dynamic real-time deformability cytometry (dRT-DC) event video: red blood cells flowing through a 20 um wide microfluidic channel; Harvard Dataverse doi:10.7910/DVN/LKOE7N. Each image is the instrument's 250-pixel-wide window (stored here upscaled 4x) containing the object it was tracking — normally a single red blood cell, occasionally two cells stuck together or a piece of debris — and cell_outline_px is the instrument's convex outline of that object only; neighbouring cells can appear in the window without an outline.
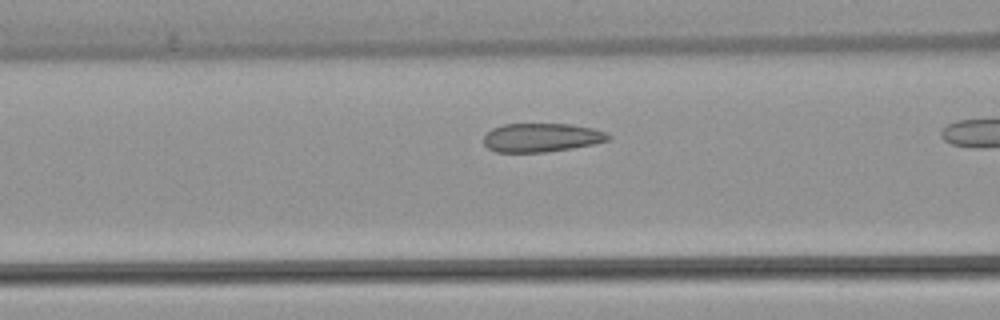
{"species": "common noctule bat (a hibernating species)", "species_latin": "Nyctalus noctula", "temperature_condition": "warm", "stored_images_in_passage": 21, "camera_frame_rate_fps": 3000, "um_per_image_px": 0.085, "animal": {"sex": "female", "body_mass_g": 22.7, "forearm_length_mm": 54.2}, "frame": {"image": 1, "passage_image": 12, "time_ms": 3.667, "image_size_px": [1000, 320], "cell_outline_px": [[612, 136], [608, 140], [596, 144], [572, 148], [544, 152], [496, 152], [488, 148], [484, 144], [484, 136], [492, 128], [504, 124], [572, 124], [592, 128], [608, 132]], "centroid_in_image_um": [46.06, 11.69], "position_along_channel_um": 120.5, "area_um2": 20.98}}
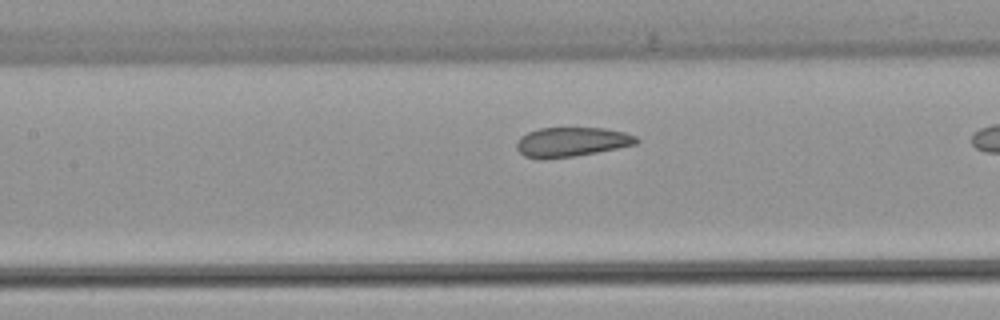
{"frame": {"image": 2, "passage_image": 15, "time_ms": 4.667, "image_size_px": [1000, 320], "cell_outline_px": [[640, 140], [636, 144], [596, 152], [572, 156], [540, 160], [524, 156], [516, 148], [516, 140], [520, 136], [528, 132], [540, 128], [604, 128], [624, 132], [636, 136]], "centroid_in_image_um": [48.53, 12.07], "position_along_channel_um": 158.9, "area_um2": 20.58}}